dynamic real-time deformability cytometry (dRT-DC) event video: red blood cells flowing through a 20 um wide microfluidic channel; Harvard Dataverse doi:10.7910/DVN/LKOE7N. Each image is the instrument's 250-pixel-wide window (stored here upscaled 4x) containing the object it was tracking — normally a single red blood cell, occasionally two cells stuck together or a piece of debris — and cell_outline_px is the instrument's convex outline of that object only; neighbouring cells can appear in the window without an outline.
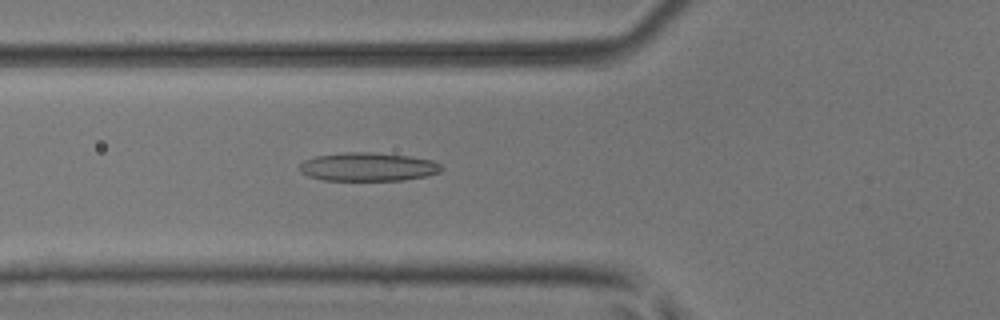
{"species": "common noctule bat (a hibernating species)", "species_latin": "Nyctalus noctula", "temperature_condition": "room temperature", "stored_images_in_passage": 53, "camera_frame_rate_fps": 3000, "um_per_image_px": 0.085, "animal": {"sex": "male", "body_mass_g": 17.9, "forearm_length_mm": 54.2}, "frame": {"image": 1, "passage_image": 20, "time_ms": 6.333, "image_size_px": [1000, 320], "cell_outline_px": [[444, 168], [440, 172], [428, 176], [404, 180], [324, 180], [308, 176], [300, 172], [300, 164], [304, 160], [316, 156], [344, 152], [372, 152], [408, 156], [432, 160], [440, 164]], "centroid_in_image_um": [31.3, 14.18], "position_along_channel_um": 94.5, "area_um2": 23.64}}
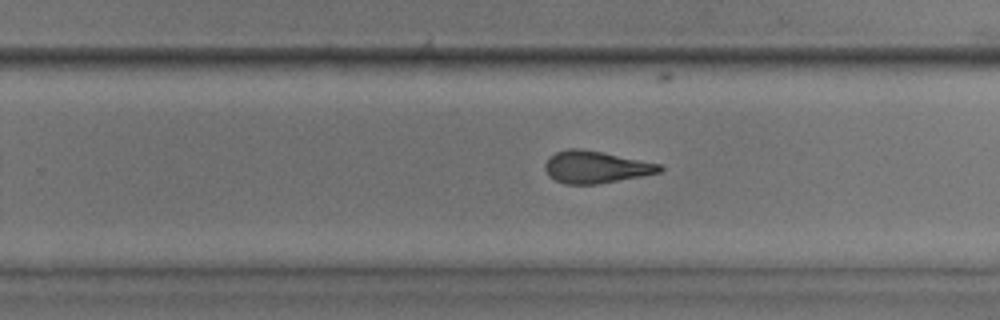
{"frame": {"image": 2, "passage_image": 34, "time_ms": 11.0, "image_size_px": [1000, 320], "cell_outline_px": [[664, 168], [660, 172], [640, 176], [596, 184], [564, 184], [548, 176], [544, 168], [544, 164], [548, 156], [556, 152], [568, 148], [580, 148], [604, 152], [660, 164]], "centroid_in_image_um": [50.58, 14.18], "position_along_channel_um": 279.2, "area_um2": 21.5}}
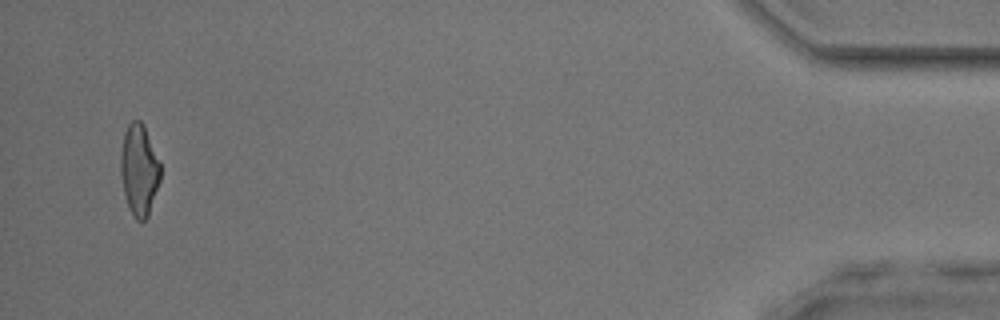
{"frame": {"image": 3, "passage_image": 51, "time_ms": 16.667, "image_size_px": [1000, 320], "cell_outline_px": [[160, 180], [148, 216], [144, 220], [136, 220], [128, 204], [124, 192], [120, 172], [120, 156], [124, 132], [128, 124], [132, 120], [140, 120], [144, 124], [160, 164]], "centroid_in_image_um": [11.82, 14.4], "position_along_channel_um": 423.4, "area_um2": 20.92}, "authors_computed_cell_mechanics": {"area_um2": 22.253, "velocity_mm_per_s": 3.9653, "shape_relaxation_time_tau1_ms": 11.1166, "shape_relaxation_time_tau2_ms": 2.2311, "deformation_change_tau1": 0.2817, "deformation_change_tau2": 0.1221}}